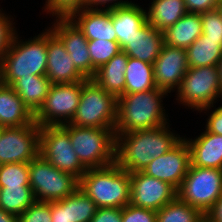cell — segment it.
I'll use <instances>...</instances> for the list:
<instances>
[{
  "mask_svg": "<svg viewBox=\"0 0 222 222\" xmlns=\"http://www.w3.org/2000/svg\"><path fill=\"white\" fill-rule=\"evenodd\" d=\"M45 75L52 84L73 83L86 79L75 68L61 39L50 28L47 30V68Z\"/></svg>",
  "mask_w": 222,
  "mask_h": 222,
  "instance_id": "e0dca14e",
  "label": "cell"
},
{
  "mask_svg": "<svg viewBox=\"0 0 222 222\" xmlns=\"http://www.w3.org/2000/svg\"><path fill=\"white\" fill-rule=\"evenodd\" d=\"M81 91L82 81L51 84L42 106L34 114V121L40 127L70 123L80 103Z\"/></svg>",
  "mask_w": 222,
  "mask_h": 222,
  "instance_id": "30bf717a",
  "label": "cell"
},
{
  "mask_svg": "<svg viewBox=\"0 0 222 222\" xmlns=\"http://www.w3.org/2000/svg\"><path fill=\"white\" fill-rule=\"evenodd\" d=\"M206 216L178 197L156 211V222H201Z\"/></svg>",
  "mask_w": 222,
  "mask_h": 222,
  "instance_id": "4dcf8cb0",
  "label": "cell"
},
{
  "mask_svg": "<svg viewBox=\"0 0 222 222\" xmlns=\"http://www.w3.org/2000/svg\"><path fill=\"white\" fill-rule=\"evenodd\" d=\"M167 94L168 92L155 88L120 96L115 137L118 134L154 129L168 124L165 107L162 104V98H165Z\"/></svg>",
  "mask_w": 222,
  "mask_h": 222,
  "instance_id": "7a4b0ae2",
  "label": "cell"
},
{
  "mask_svg": "<svg viewBox=\"0 0 222 222\" xmlns=\"http://www.w3.org/2000/svg\"><path fill=\"white\" fill-rule=\"evenodd\" d=\"M88 40L117 41L111 18V8H83L68 16Z\"/></svg>",
  "mask_w": 222,
  "mask_h": 222,
  "instance_id": "ac0fdd59",
  "label": "cell"
},
{
  "mask_svg": "<svg viewBox=\"0 0 222 222\" xmlns=\"http://www.w3.org/2000/svg\"><path fill=\"white\" fill-rule=\"evenodd\" d=\"M177 197L169 183L150 177L142 171L130 173V204L158 211Z\"/></svg>",
  "mask_w": 222,
  "mask_h": 222,
  "instance_id": "4fadbf2b",
  "label": "cell"
},
{
  "mask_svg": "<svg viewBox=\"0 0 222 222\" xmlns=\"http://www.w3.org/2000/svg\"><path fill=\"white\" fill-rule=\"evenodd\" d=\"M122 222H156V211L127 204L122 208Z\"/></svg>",
  "mask_w": 222,
  "mask_h": 222,
  "instance_id": "8d00e7d4",
  "label": "cell"
},
{
  "mask_svg": "<svg viewBox=\"0 0 222 222\" xmlns=\"http://www.w3.org/2000/svg\"><path fill=\"white\" fill-rule=\"evenodd\" d=\"M222 195V170L192 166L188 169L177 197L192 207L198 208L205 216Z\"/></svg>",
  "mask_w": 222,
  "mask_h": 222,
  "instance_id": "9c48e42d",
  "label": "cell"
},
{
  "mask_svg": "<svg viewBox=\"0 0 222 222\" xmlns=\"http://www.w3.org/2000/svg\"><path fill=\"white\" fill-rule=\"evenodd\" d=\"M34 123V114L14 89L0 83V126L22 127Z\"/></svg>",
  "mask_w": 222,
  "mask_h": 222,
  "instance_id": "603a6c76",
  "label": "cell"
},
{
  "mask_svg": "<svg viewBox=\"0 0 222 222\" xmlns=\"http://www.w3.org/2000/svg\"><path fill=\"white\" fill-rule=\"evenodd\" d=\"M219 70H220V81H221V86H222V58L219 63Z\"/></svg>",
  "mask_w": 222,
  "mask_h": 222,
  "instance_id": "f6af8a7d",
  "label": "cell"
},
{
  "mask_svg": "<svg viewBox=\"0 0 222 222\" xmlns=\"http://www.w3.org/2000/svg\"><path fill=\"white\" fill-rule=\"evenodd\" d=\"M212 113L207 118L206 130L210 133H215L222 136V106L211 111Z\"/></svg>",
  "mask_w": 222,
  "mask_h": 222,
  "instance_id": "60d3db41",
  "label": "cell"
},
{
  "mask_svg": "<svg viewBox=\"0 0 222 222\" xmlns=\"http://www.w3.org/2000/svg\"><path fill=\"white\" fill-rule=\"evenodd\" d=\"M68 133L81 164L86 169L102 168L115 163V129L61 125Z\"/></svg>",
  "mask_w": 222,
  "mask_h": 222,
  "instance_id": "5b68a950",
  "label": "cell"
},
{
  "mask_svg": "<svg viewBox=\"0 0 222 222\" xmlns=\"http://www.w3.org/2000/svg\"><path fill=\"white\" fill-rule=\"evenodd\" d=\"M0 222H18V216L0 208Z\"/></svg>",
  "mask_w": 222,
  "mask_h": 222,
  "instance_id": "ee69618b",
  "label": "cell"
},
{
  "mask_svg": "<svg viewBox=\"0 0 222 222\" xmlns=\"http://www.w3.org/2000/svg\"><path fill=\"white\" fill-rule=\"evenodd\" d=\"M190 164V148L185 138H182L167 153L154 158L142 172L150 177L167 182L178 190L188 173Z\"/></svg>",
  "mask_w": 222,
  "mask_h": 222,
  "instance_id": "5bb4252c",
  "label": "cell"
},
{
  "mask_svg": "<svg viewBox=\"0 0 222 222\" xmlns=\"http://www.w3.org/2000/svg\"><path fill=\"white\" fill-rule=\"evenodd\" d=\"M201 21L207 39L222 40V14L218 8L201 13Z\"/></svg>",
  "mask_w": 222,
  "mask_h": 222,
  "instance_id": "836d02e7",
  "label": "cell"
},
{
  "mask_svg": "<svg viewBox=\"0 0 222 222\" xmlns=\"http://www.w3.org/2000/svg\"><path fill=\"white\" fill-rule=\"evenodd\" d=\"M147 13V22L164 32L187 13L184 0H153Z\"/></svg>",
  "mask_w": 222,
  "mask_h": 222,
  "instance_id": "4316f807",
  "label": "cell"
},
{
  "mask_svg": "<svg viewBox=\"0 0 222 222\" xmlns=\"http://www.w3.org/2000/svg\"><path fill=\"white\" fill-rule=\"evenodd\" d=\"M128 58L129 56L121 51L100 66L92 78L107 93L114 95L117 99L125 91V70Z\"/></svg>",
  "mask_w": 222,
  "mask_h": 222,
  "instance_id": "cb8c5ba5",
  "label": "cell"
},
{
  "mask_svg": "<svg viewBox=\"0 0 222 222\" xmlns=\"http://www.w3.org/2000/svg\"><path fill=\"white\" fill-rule=\"evenodd\" d=\"M147 11L135 3L111 8V18L117 42L123 49L129 40L147 22Z\"/></svg>",
  "mask_w": 222,
  "mask_h": 222,
  "instance_id": "7402d4cb",
  "label": "cell"
},
{
  "mask_svg": "<svg viewBox=\"0 0 222 222\" xmlns=\"http://www.w3.org/2000/svg\"><path fill=\"white\" fill-rule=\"evenodd\" d=\"M88 50L92 62V78L100 66L122 51L117 41L104 39L88 40Z\"/></svg>",
  "mask_w": 222,
  "mask_h": 222,
  "instance_id": "1f68e13d",
  "label": "cell"
},
{
  "mask_svg": "<svg viewBox=\"0 0 222 222\" xmlns=\"http://www.w3.org/2000/svg\"><path fill=\"white\" fill-rule=\"evenodd\" d=\"M188 68L219 66L222 58V40L207 39L206 35L199 36L186 48Z\"/></svg>",
  "mask_w": 222,
  "mask_h": 222,
  "instance_id": "83f0119b",
  "label": "cell"
},
{
  "mask_svg": "<svg viewBox=\"0 0 222 222\" xmlns=\"http://www.w3.org/2000/svg\"><path fill=\"white\" fill-rule=\"evenodd\" d=\"M10 20V16L8 17L6 13H2L0 9V63L3 55L11 46L12 40L16 34V30L14 29L15 27L12 26L14 23Z\"/></svg>",
  "mask_w": 222,
  "mask_h": 222,
  "instance_id": "74e56055",
  "label": "cell"
},
{
  "mask_svg": "<svg viewBox=\"0 0 222 222\" xmlns=\"http://www.w3.org/2000/svg\"><path fill=\"white\" fill-rule=\"evenodd\" d=\"M53 26L50 29L65 45L75 68L86 79H92V62L88 50V39L69 17H56Z\"/></svg>",
  "mask_w": 222,
  "mask_h": 222,
  "instance_id": "9a60e30c",
  "label": "cell"
},
{
  "mask_svg": "<svg viewBox=\"0 0 222 222\" xmlns=\"http://www.w3.org/2000/svg\"><path fill=\"white\" fill-rule=\"evenodd\" d=\"M51 82L46 75H31L17 79L11 87L24 104L35 114L48 95Z\"/></svg>",
  "mask_w": 222,
  "mask_h": 222,
  "instance_id": "484cf974",
  "label": "cell"
},
{
  "mask_svg": "<svg viewBox=\"0 0 222 222\" xmlns=\"http://www.w3.org/2000/svg\"><path fill=\"white\" fill-rule=\"evenodd\" d=\"M29 185V163L0 165V187Z\"/></svg>",
  "mask_w": 222,
  "mask_h": 222,
  "instance_id": "d6a6232c",
  "label": "cell"
},
{
  "mask_svg": "<svg viewBox=\"0 0 222 222\" xmlns=\"http://www.w3.org/2000/svg\"><path fill=\"white\" fill-rule=\"evenodd\" d=\"M118 99L93 79L82 81L80 103L70 124L82 127L115 129Z\"/></svg>",
  "mask_w": 222,
  "mask_h": 222,
  "instance_id": "8992f818",
  "label": "cell"
},
{
  "mask_svg": "<svg viewBox=\"0 0 222 222\" xmlns=\"http://www.w3.org/2000/svg\"><path fill=\"white\" fill-rule=\"evenodd\" d=\"M202 35L200 13H186L174 25L163 32L164 44L186 49Z\"/></svg>",
  "mask_w": 222,
  "mask_h": 222,
  "instance_id": "d4e9b609",
  "label": "cell"
},
{
  "mask_svg": "<svg viewBox=\"0 0 222 222\" xmlns=\"http://www.w3.org/2000/svg\"><path fill=\"white\" fill-rule=\"evenodd\" d=\"M164 44L163 32L146 22L122 49L129 57L154 64Z\"/></svg>",
  "mask_w": 222,
  "mask_h": 222,
  "instance_id": "ffe728a7",
  "label": "cell"
},
{
  "mask_svg": "<svg viewBox=\"0 0 222 222\" xmlns=\"http://www.w3.org/2000/svg\"><path fill=\"white\" fill-rule=\"evenodd\" d=\"M106 3L108 5H106L107 7H104V8L110 9V8L117 7V6L126 5V4H129L132 2L131 1L130 2L129 1H122V0H120V1L119 0H86V8H94V7L98 8V5H100L99 7H101L103 5L105 6Z\"/></svg>",
  "mask_w": 222,
  "mask_h": 222,
  "instance_id": "b9f144b4",
  "label": "cell"
},
{
  "mask_svg": "<svg viewBox=\"0 0 222 222\" xmlns=\"http://www.w3.org/2000/svg\"><path fill=\"white\" fill-rule=\"evenodd\" d=\"M44 11L56 17H68L72 12L86 7V0H46Z\"/></svg>",
  "mask_w": 222,
  "mask_h": 222,
  "instance_id": "e575fe53",
  "label": "cell"
},
{
  "mask_svg": "<svg viewBox=\"0 0 222 222\" xmlns=\"http://www.w3.org/2000/svg\"><path fill=\"white\" fill-rule=\"evenodd\" d=\"M209 222H222V195L216 201L214 207L206 214Z\"/></svg>",
  "mask_w": 222,
  "mask_h": 222,
  "instance_id": "7bdbcfd3",
  "label": "cell"
},
{
  "mask_svg": "<svg viewBox=\"0 0 222 222\" xmlns=\"http://www.w3.org/2000/svg\"><path fill=\"white\" fill-rule=\"evenodd\" d=\"M153 66L156 88L171 93L175 88L178 89L188 71L186 49L163 44Z\"/></svg>",
  "mask_w": 222,
  "mask_h": 222,
  "instance_id": "2e32d148",
  "label": "cell"
},
{
  "mask_svg": "<svg viewBox=\"0 0 222 222\" xmlns=\"http://www.w3.org/2000/svg\"><path fill=\"white\" fill-rule=\"evenodd\" d=\"M79 188L98 208H123L130 204V172L116 163L87 169L79 179Z\"/></svg>",
  "mask_w": 222,
  "mask_h": 222,
  "instance_id": "277c9868",
  "label": "cell"
},
{
  "mask_svg": "<svg viewBox=\"0 0 222 222\" xmlns=\"http://www.w3.org/2000/svg\"><path fill=\"white\" fill-rule=\"evenodd\" d=\"M201 222H209V220L205 217Z\"/></svg>",
  "mask_w": 222,
  "mask_h": 222,
  "instance_id": "7dc6e473",
  "label": "cell"
},
{
  "mask_svg": "<svg viewBox=\"0 0 222 222\" xmlns=\"http://www.w3.org/2000/svg\"><path fill=\"white\" fill-rule=\"evenodd\" d=\"M29 185L36 201L53 202L72 194L79 187V179L38 154L29 162Z\"/></svg>",
  "mask_w": 222,
  "mask_h": 222,
  "instance_id": "ba28073f",
  "label": "cell"
},
{
  "mask_svg": "<svg viewBox=\"0 0 222 222\" xmlns=\"http://www.w3.org/2000/svg\"><path fill=\"white\" fill-rule=\"evenodd\" d=\"M187 13H203L218 8V0H184Z\"/></svg>",
  "mask_w": 222,
  "mask_h": 222,
  "instance_id": "ab89813d",
  "label": "cell"
},
{
  "mask_svg": "<svg viewBox=\"0 0 222 222\" xmlns=\"http://www.w3.org/2000/svg\"><path fill=\"white\" fill-rule=\"evenodd\" d=\"M0 188V208L5 212L19 216L36 201L30 185Z\"/></svg>",
  "mask_w": 222,
  "mask_h": 222,
  "instance_id": "f546056e",
  "label": "cell"
},
{
  "mask_svg": "<svg viewBox=\"0 0 222 222\" xmlns=\"http://www.w3.org/2000/svg\"><path fill=\"white\" fill-rule=\"evenodd\" d=\"M155 88L153 64L129 57L125 70V91L123 94L143 92Z\"/></svg>",
  "mask_w": 222,
  "mask_h": 222,
  "instance_id": "f1b7e54d",
  "label": "cell"
},
{
  "mask_svg": "<svg viewBox=\"0 0 222 222\" xmlns=\"http://www.w3.org/2000/svg\"><path fill=\"white\" fill-rule=\"evenodd\" d=\"M40 126L2 127L0 136V165L29 163L39 154Z\"/></svg>",
  "mask_w": 222,
  "mask_h": 222,
  "instance_id": "7c38bea8",
  "label": "cell"
},
{
  "mask_svg": "<svg viewBox=\"0 0 222 222\" xmlns=\"http://www.w3.org/2000/svg\"><path fill=\"white\" fill-rule=\"evenodd\" d=\"M18 222H51V202L35 201L18 216Z\"/></svg>",
  "mask_w": 222,
  "mask_h": 222,
  "instance_id": "d590c367",
  "label": "cell"
},
{
  "mask_svg": "<svg viewBox=\"0 0 222 222\" xmlns=\"http://www.w3.org/2000/svg\"><path fill=\"white\" fill-rule=\"evenodd\" d=\"M39 154L50 164L80 179L87 169L81 164L62 126H42L39 134Z\"/></svg>",
  "mask_w": 222,
  "mask_h": 222,
  "instance_id": "8fae6325",
  "label": "cell"
},
{
  "mask_svg": "<svg viewBox=\"0 0 222 222\" xmlns=\"http://www.w3.org/2000/svg\"><path fill=\"white\" fill-rule=\"evenodd\" d=\"M190 148L191 165L222 170V136L206 129L195 139H185Z\"/></svg>",
  "mask_w": 222,
  "mask_h": 222,
  "instance_id": "44dd1931",
  "label": "cell"
},
{
  "mask_svg": "<svg viewBox=\"0 0 222 222\" xmlns=\"http://www.w3.org/2000/svg\"><path fill=\"white\" fill-rule=\"evenodd\" d=\"M175 90L176 100L181 104L200 112L210 110L217 98L222 97L219 66L188 68Z\"/></svg>",
  "mask_w": 222,
  "mask_h": 222,
  "instance_id": "52a82bcc",
  "label": "cell"
},
{
  "mask_svg": "<svg viewBox=\"0 0 222 222\" xmlns=\"http://www.w3.org/2000/svg\"><path fill=\"white\" fill-rule=\"evenodd\" d=\"M168 128L169 123L154 129L118 134L115 163L130 173L143 171L154 158L167 153L182 139Z\"/></svg>",
  "mask_w": 222,
  "mask_h": 222,
  "instance_id": "6da1fadb",
  "label": "cell"
},
{
  "mask_svg": "<svg viewBox=\"0 0 222 222\" xmlns=\"http://www.w3.org/2000/svg\"><path fill=\"white\" fill-rule=\"evenodd\" d=\"M17 34L0 63V83L8 86L21 77L46 74L47 29L28 41L21 42Z\"/></svg>",
  "mask_w": 222,
  "mask_h": 222,
  "instance_id": "3957f363",
  "label": "cell"
},
{
  "mask_svg": "<svg viewBox=\"0 0 222 222\" xmlns=\"http://www.w3.org/2000/svg\"><path fill=\"white\" fill-rule=\"evenodd\" d=\"M97 208L78 187L64 199L51 202V222H90Z\"/></svg>",
  "mask_w": 222,
  "mask_h": 222,
  "instance_id": "d6986e66",
  "label": "cell"
},
{
  "mask_svg": "<svg viewBox=\"0 0 222 222\" xmlns=\"http://www.w3.org/2000/svg\"><path fill=\"white\" fill-rule=\"evenodd\" d=\"M218 9H219L220 13L222 14V0L219 1Z\"/></svg>",
  "mask_w": 222,
  "mask_h": 222,
  "instance_id": "bcb514c9",
  "label": "cell"
},
{
  "mask_svg": "<svg viewBox=\"0 0 222 222\" xmlns=\"http://www.w3.org/2000/svg\"><path fill=\"white\" fill-rule=\"evenodd\" d=\"M90 222H122V208H97Z\"/></svg>",
  "mask_w": 222,
  "mask_h": 222,
  "instance_id": "f35d334b",
  "label": "cell"
}]
</instances>
